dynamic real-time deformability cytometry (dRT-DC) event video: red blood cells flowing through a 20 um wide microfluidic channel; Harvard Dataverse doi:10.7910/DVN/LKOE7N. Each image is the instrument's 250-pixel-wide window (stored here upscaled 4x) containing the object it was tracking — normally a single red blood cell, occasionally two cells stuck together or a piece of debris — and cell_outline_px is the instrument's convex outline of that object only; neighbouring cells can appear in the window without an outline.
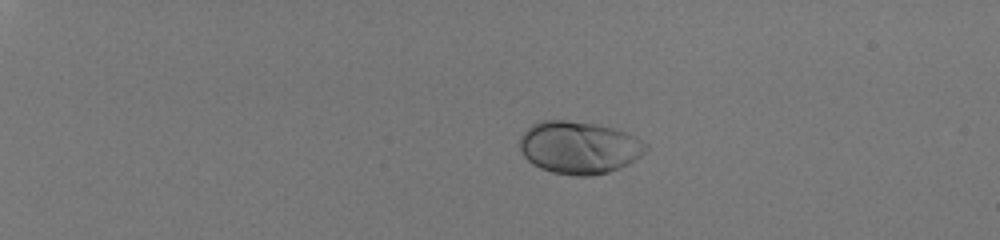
{"species": "human", "species_latin": "Homo sapiens", "temperature_condition": "room temperature", "stored_images_in_passage": 43, "camera_frame_rate_fps": 3000, "um_per_image_px": 0.085, "donor": {"sex": "male"}, "frame": {"image": 1, "passage_image": 1, "time_ms": 0.0, "image_size_px": [1000, 240], "cell_outline_px": [[648, 148], [640, 156], [628, 164], [608, 172], [592, 176], [576, 176], [552, 172], [540, 168], [532, 164], [524, 156], [520, 148], [520, 136], [532, 124], [540, 120], [564, 120], [596, 124], [612, 128], [636, 136], [648, 144]], "centroid_in_image_um": [49.22, 12.54], "position_along_channel_um": 35.8, "area_um2": 38.61}}
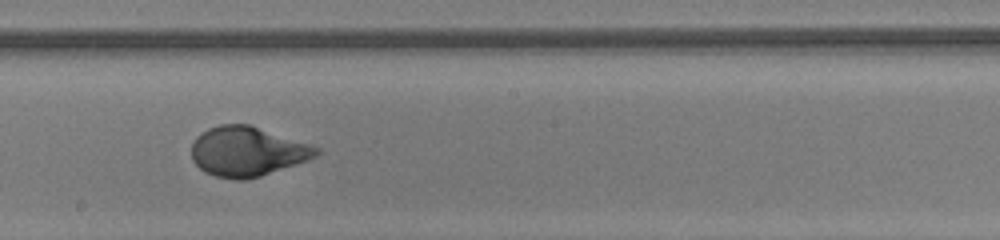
{"frame": {"image": 2, "passage_image": 24, "time_ms": 7.667, "image_size_px": [1000, 240], "cell_outline_px": [[320, 152], [316, 156], [308, 160], [260, 176], [244, 180], [236, 180], [216, 176], [204, 172], [192, 160], [192, 144], [196, 136], [208, 128], [220, 124], [248, 124], [312, 144], [320, 148]], "centroid_in_image_um": [21.02, 12.87], "position_along_channel_um": 227.2, "area_um2": 36.13}}
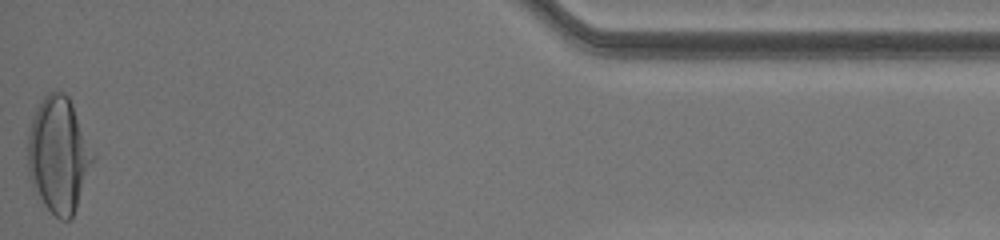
{"frame": {"image": 3, "passage_image": 43, "time_ms": 14.0, "image_size_px": [1000, 240], "cell_outline_px": [[96, 160], [76, 208], [72, 216], [68, 220], [60, 220], [44, 204], [32, 188], [28, 176], [28, 132], [36, 108], [44, 96], [48, 92], [64, 92], [68, 96], [72, 104], [96, 156]], "centroid_in_image_um": [4.99, 13.18], "position_along_channel_um": 430.2, "area_um2": 44.16}, "authors_computed_cell_mechanics": {"area_um2": 36.1828, "velocity_mm_per_s": 4.0647, "shape_relaxation_time_tau1_ms": 3.5879, "shape_relaxation_time_tau2_ms": null, "deformation_change_tau1": 0.1832, "deformation_change_tau2": null}}